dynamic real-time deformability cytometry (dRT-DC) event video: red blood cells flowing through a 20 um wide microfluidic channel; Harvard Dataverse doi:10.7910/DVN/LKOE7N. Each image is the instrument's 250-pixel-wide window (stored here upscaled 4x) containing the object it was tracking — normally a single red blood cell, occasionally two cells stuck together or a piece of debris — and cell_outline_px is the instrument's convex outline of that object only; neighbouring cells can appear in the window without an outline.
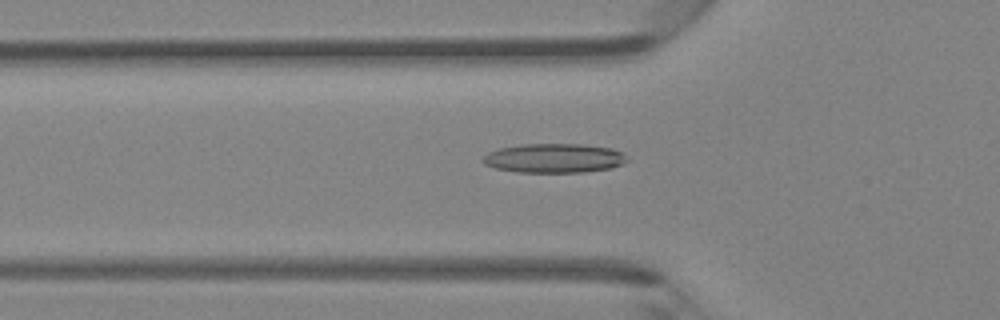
{"species": "Egyptian fruit bat (a non-hibernating species)", "species_latin": "Rousettus aegyptiacus", "temperature_condition": "room temperature", "stored_images_in_passage": 45, "camera_frame_rate_fps": 3000, "um_per_image_px": 0.085, "animal": {"sex": "female"}, "frame": {"image": 1, "passage_image": 15, "time_ms": 4.667, "image_size_px": [1000, 320], "cell_outline_px": [[628, 160], [624, 164], [612, 168], [584, 172], [516, 172], [496, 168], [484, 164], [480, 160], [480, 156], [488, 152], [500, 148], [520, 144], [584, 144], [612, 148], [624, 152]], "centroid_in_image_um": [47.1, 13.44], "position_along_channel_um": 78.7, "area_um2": 24.97}}
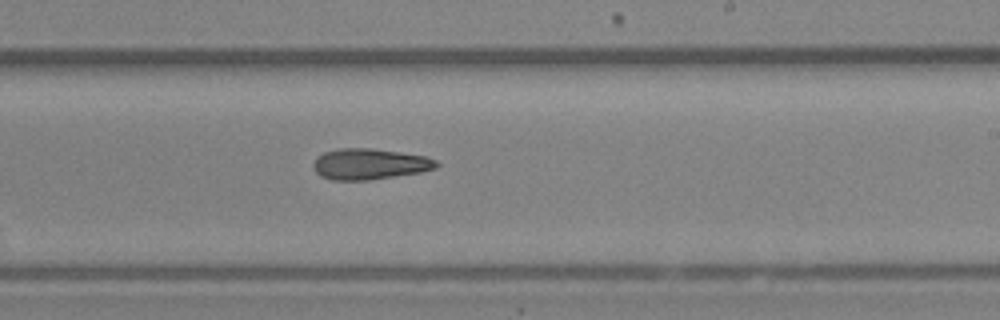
{"frame": {"image": 2, "passage_image": 27, "time_ms": 8.667, "image_size_px": [1000, 320], "cell_outline_px": [[440, 164], [436, 168], [420, 172], [368, 180], [332, 180], [320, 176], [316, 172], [312, 164], [324, 152], [340, 148], [372, 148], [400, 152], [424, 156], [436, 160]], "centroid_in_image_um": [31.42, 13.94], "position_along_channel_um": 257.6, "area_um2": 22.02}}
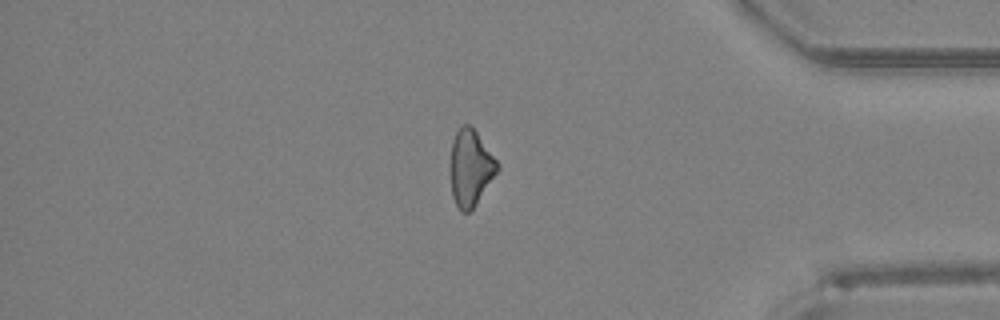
{"frame": {"image": 3, "passage_image": 38, "time_ms": 12.333, "image_size_px": [1000, 320], "cell_outline_px": [[500, 168], [476, 204], [468, 212], [460, 212], [452, 196], [448, 172], [448, 164], [452, 140], [460, 124], [468, 124], [476, 132], [496, 160]], "centroid_in_image_um": [39.93, 14.27], "position_along_channel_um": 395.3, "area_um2": 21.21}}